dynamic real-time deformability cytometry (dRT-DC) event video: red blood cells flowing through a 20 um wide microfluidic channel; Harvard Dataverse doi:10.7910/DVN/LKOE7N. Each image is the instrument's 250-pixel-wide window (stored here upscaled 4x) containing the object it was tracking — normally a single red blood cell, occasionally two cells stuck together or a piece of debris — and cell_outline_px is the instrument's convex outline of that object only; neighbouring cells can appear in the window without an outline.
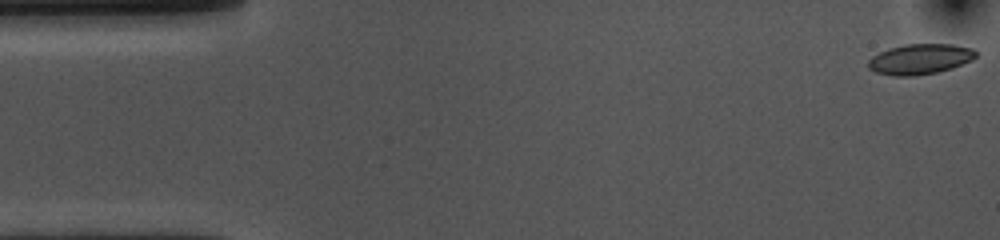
{"species": "common noctule bat (a hibernating species)", "species_latin": "Nyctalus noctula", "temperature_condition": "cold", "stored_images_in_passage": 54, "camera_frame_rate_fps": 3000, "um_per_image_px": 0.085, "animal": {"sex": "female", "body_mass_g": 10.0, "forearm_length_mm": 53.1}, "frame": {"image": 1, "passage_image": 1, "time_ms": 0.0, "image_size_px": [1000, 240], "cell_outline_px": [[976, 56], [972, 60], [952, 68], [936, 72], [916, 76], [892, 76], [876, 72], [868, 68], [868, 60], [872, 56], [888, 48], [904, 44], [952, 44], [972, 48], [976, 52]], "centroid_in_image_um": [78.18, 5.02], "position_along_channel_um": 6.8, "area_um2": 19.13}}
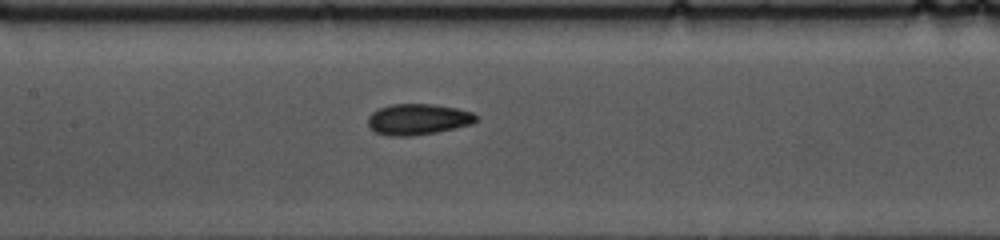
{"frame": {"image": 2, "passage_image": 24, "time_ms": 7.667, "image_size_px": [1000, 240], "cell_outline_px": [[480, 116], [472, 124], [436, 132], [412, 136], [388, 136], [376, 132], [368, 128], [368, 116], [372, 112], [380, 108], [392, 104], [432, 104], [456, 108], [472, 112]], "centroid_in_image_um": [35.52, 10.14], "position_along_channel_um": 171.9, "area_um2": 19.59}}
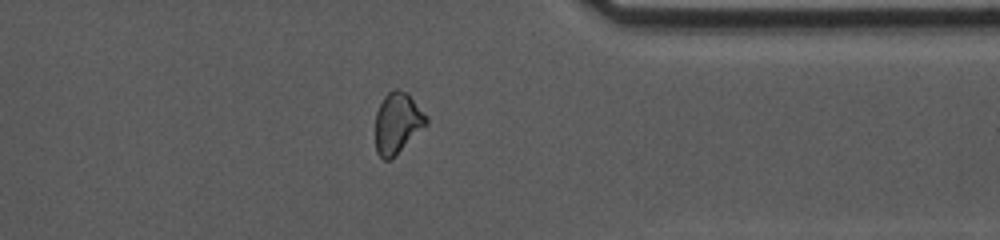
{"frame": {"image": 3, "passage_image": 42, "time_ms": 13.667, "image_size_px": [1000, 240], "cell_outline_px": [[428, 124], [388, 160], [384, 160], [376, 152], [376, 112], [384, 96], [388, 92], [396, 88], [400, 88], [408, 92], [428, 116]], "centroid_in_image_um": [33.8, 10.39], "position_along_channel_um": 377.6, "area_um2": 17.98}, "authors_computed_cell_mechanics": {"area_um2": 19.1318, "velocity_mm_per_s": 3.6265, "shape_relaxation_time_tau1_ms": 7.1846, "shape_relaxation_time_tau2_ms": 5.2054, "deformation_change_tau1": 0.1165, "deformation_change_tau2": 0.1034}}